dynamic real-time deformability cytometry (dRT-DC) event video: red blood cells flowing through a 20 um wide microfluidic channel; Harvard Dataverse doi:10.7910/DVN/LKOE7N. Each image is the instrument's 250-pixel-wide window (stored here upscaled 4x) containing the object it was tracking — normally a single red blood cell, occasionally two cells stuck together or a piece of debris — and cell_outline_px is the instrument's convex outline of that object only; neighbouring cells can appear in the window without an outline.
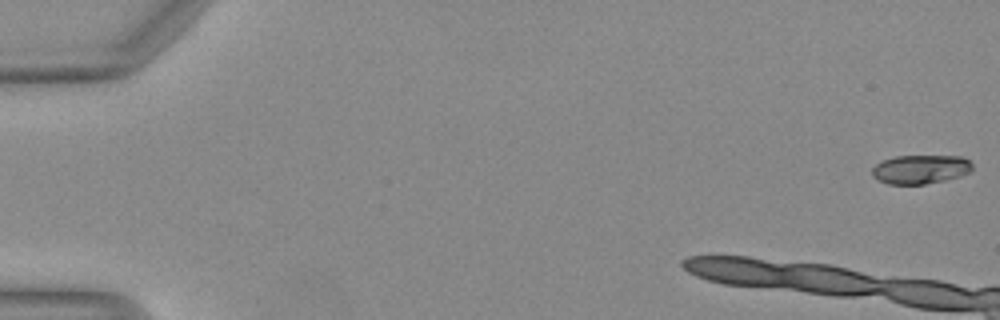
{"species": "Egyptian fruit bat (a non-hibernating species)", "species_latin": "Rousettus aegyptiacus", "temperature_condition": "warm", "stored_images_in_passage": 10, "camera_frame_rate_fps": 3000, "um_per_image_px": 0.085, "animal": {"sex": "female"}, "frame": {"image": 1, "passage_image": 1, "time_ms": 0.0, "image_size_px": [1000, 320], "cell_outline_px": [[972, 168], [968, 172], [960, 176], [944, 180], [924, 184], [888, 184], [872, 176], [872, 168], [876, 164], [884, 160], [896, 156], [964, 156], [972, 164]], "centroid_in_image_um": [78.24, 14.38], "position_along_channel_um": 6.8, "area_um2": 16.76}}